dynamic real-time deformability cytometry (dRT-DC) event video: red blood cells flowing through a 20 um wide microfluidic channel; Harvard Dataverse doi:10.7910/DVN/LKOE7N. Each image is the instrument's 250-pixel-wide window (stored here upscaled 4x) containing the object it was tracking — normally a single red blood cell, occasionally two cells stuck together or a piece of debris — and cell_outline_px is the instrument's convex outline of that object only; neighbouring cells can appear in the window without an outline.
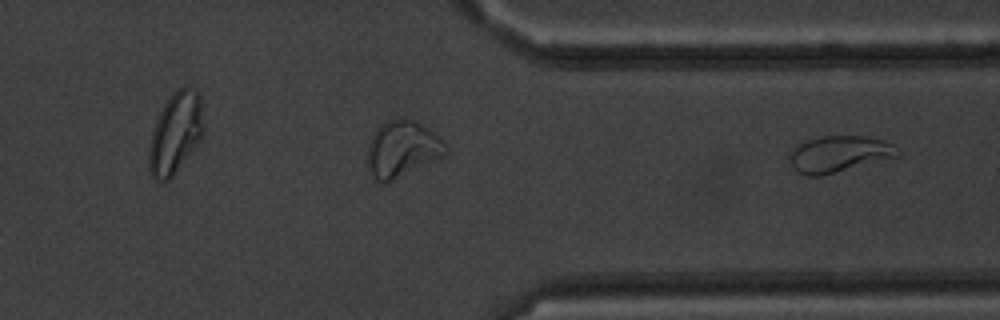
{"species": "common noctule bat (a hibernating species)", "species_latin": "Nyctalus noctula", "temperature_condition": "warm", "stored_images_in_passage": 23, "segment_of_instrument_passage": [2, 2], "camera_frame_rate_fps": 3000, "um_per_image_px": 0.085, "animal": {"sex": "male", "body_mass_g": 20.1, "forearm_length_mm": 53.5}, "frame": {"image": 1, "passage_image": 23, "time_ms": 7.333, "image_size_px": [1000, 320], "cell_outline_px": [[900, 156], [820, 176], [808, 176], [800, 172], [792, 164], [788, 156], [796, 144], [808, 140], [824, 136], [864, 136], [880, 140], [892, 144], [900, 152]], "centroid_in_image_um": [71.32, 13.09], "position_along_channel_um": 340.1, "area_um2": 22.54}}